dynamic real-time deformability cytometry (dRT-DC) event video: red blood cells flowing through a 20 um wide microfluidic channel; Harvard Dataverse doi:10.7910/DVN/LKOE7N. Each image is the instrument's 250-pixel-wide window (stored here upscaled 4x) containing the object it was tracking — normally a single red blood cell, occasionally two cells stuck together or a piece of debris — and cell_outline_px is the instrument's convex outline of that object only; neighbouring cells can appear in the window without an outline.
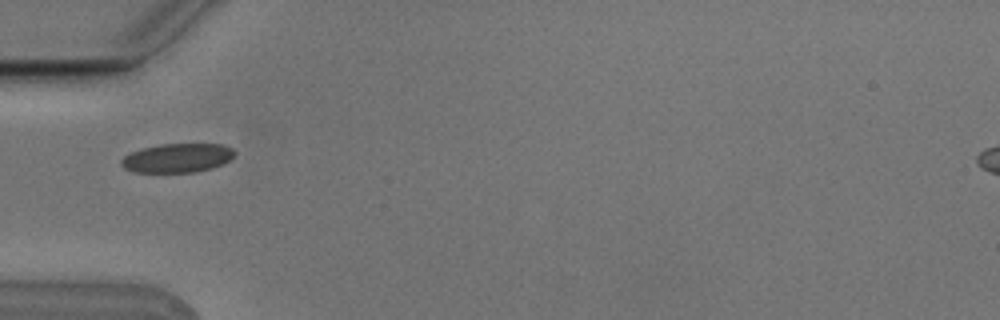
{"species": "Egyptian fruit bat (a non-hibernating species)", "species_latin": "Rousettus aegyptiacus", "temperature_condition": "cold", "stored_images_in_passage": 6, "camera_frame_rate_fps": 3000, "um_per_image_px": 0.085, "animal": {"sex": "male"}, "frame": {"image": 1, "passage_image": 4, "time_ms": 1.0, "image_size_px": [1000, 320], "cell_outline_px": [[236, 152], [224, 164], [212, 168], [192, 172], [136, 172], [124, 168], [120, 164], [120, 160], [124, 156], [132, 152], [144, 148], [160, 144], [224, 144], [232, 148]], "centroid_in_image_um": [15.08, 13.42], "position_along_channel_um": 69.9, "area_um2": 19.07}}
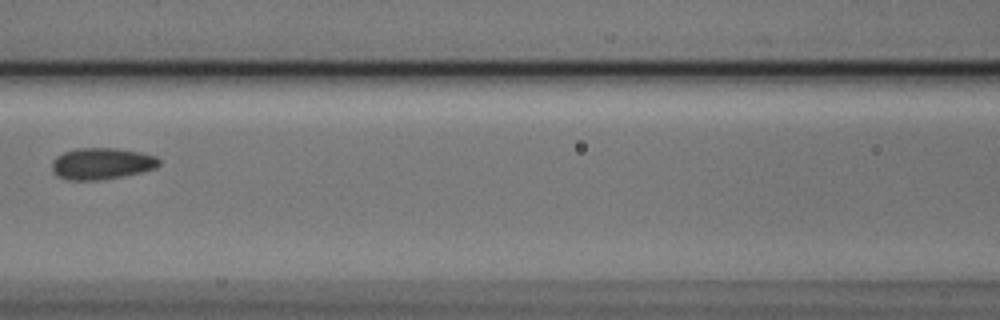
{"frame": {"image": 2, "passage_image": 6, "time_ms": 1.667, "image_size_px": [1000, 320], "cell_outline_px": [[160, 164], [156, 168], [140, 172], [120, 176], [96, 180], [68, 180], [56, 176], [52, 172], [52, 160], [56, 156], [64, 152], [76, 148], [116, 148], [140, 152], [156, 156], [160, 160]], "centroid_in_image_um": [8.61, 13.9], "position_along_channel_um": 158.0, "area_um2": 19.71}}